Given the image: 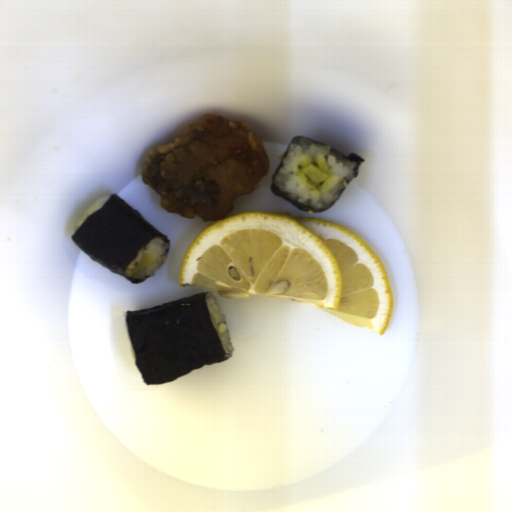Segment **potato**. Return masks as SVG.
I'll list each match as a JSON object with an SVG mask.
<instances>
[{
    "label": "potato",
    "instance_id": "obj_2",
    "mask_svg": "<svg viewBox=\"0 0 512 512\" xmlns=\"http://www.w3.org/2000/svg\"><path fill=\"white\" fill-rule=\"evenodd\" d=\"M300 171L307 177L308 180L313 182L316 186L322 184L328 178L327 173L323 172L313 162L309 163L305 167H302Z\"/></svg>",
    "mask_w": 512,
    "mask_h": 512
},
{
    "label": "potato",
    "instance_id": "obj_1",
    "mask_svg": "<svg viewBox=\"0 0 512 512\" xmlns=\"http://www.w3.org/2000/svg\"><path fill=\"white\" fill-rule=\"evenodd\" d=\"M154 259L153 256L148 255L143 252L140 260L134 264L132 267H127L125 272L128 277L131 279H139L142 273V270L147 267H151Z\"/></svg>",
    "mask_w": 512,
    "mask_h": 512
}]
</instances>
